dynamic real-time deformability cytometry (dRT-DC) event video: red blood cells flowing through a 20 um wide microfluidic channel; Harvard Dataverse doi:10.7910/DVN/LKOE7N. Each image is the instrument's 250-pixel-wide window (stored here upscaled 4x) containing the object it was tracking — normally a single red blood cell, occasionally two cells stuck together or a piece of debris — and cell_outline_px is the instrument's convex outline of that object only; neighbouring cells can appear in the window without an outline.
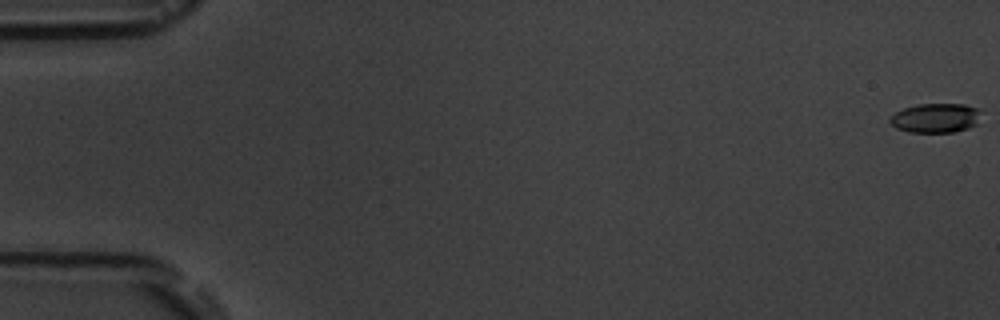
{"species": "common noctule bat (a hibernating species)", "species_latin": "Nyctalus noctula", "temperature_condition": "room temperature", "stored_images_in_passage": 3, "segment_of_instrument_passage": [2, 2], "camera_frame_rate_fps": 3000, "um_per_image_px": 0.085, "animal": {"sex": "male", "body_mass_g": 19.5, "forearm_length_mm": 54.6}, "frame": {"image": 1, "passage_image": 3, "time_ms": 3.333, "image_size_px": [1000, 320], "cell_outline_px": [[976, 124], [968, 128], [956, 132], [908, 132], [896, 128], [888, 120], [896, 112], [904, 108], [916, 104], [964, 104], [976, 108]], "centroid_in_image_um": [79.45, 10.04], "position_along_channel_um": 5.5, "area_um2": 15.26}}